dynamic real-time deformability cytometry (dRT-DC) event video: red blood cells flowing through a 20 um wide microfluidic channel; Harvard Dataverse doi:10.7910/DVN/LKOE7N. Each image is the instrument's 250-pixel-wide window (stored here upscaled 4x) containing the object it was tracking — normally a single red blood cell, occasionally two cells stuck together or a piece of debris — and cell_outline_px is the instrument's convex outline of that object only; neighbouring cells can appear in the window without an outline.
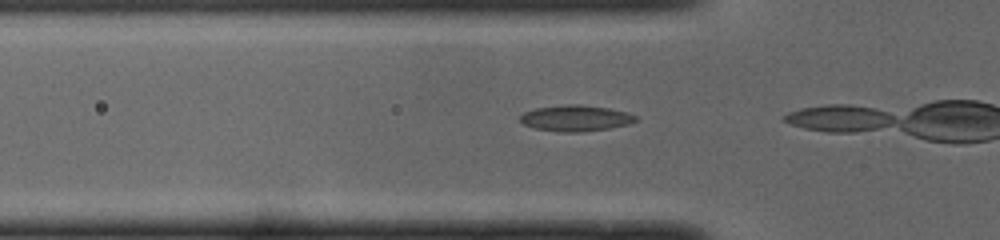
{"species": "common noctule bat (a hibernating species)", "species_latin": "Nyctalus noctula", "temperature_condition": "cold", "stored_images_in_passage": 5, "camera_frame_rate_fps": 3000, "um_per_image_px": 0.085, "animal": {"sex": "male", "body_mass_g": 19.0, "forearm_length_mm": 50.8}, "frame": {"image": 1, "passage_image": 4, "time_ms": 1.0, "image_size_px": [1000, 240], "cell_outline_px": [[640, 120], [628, 124], [608, 128], [584, 132], [560, 132], [536, 128], [524, 124], [520, 120], [520, 116], [524, 112], [536, 108], [568, 104], [580, 104], [608, 108], [628, 112], [636, 116]], "centroid_in_image_um": [48.97, 10.04], "position_along_channel_um": 76.8, "area_um2": 17.51}}